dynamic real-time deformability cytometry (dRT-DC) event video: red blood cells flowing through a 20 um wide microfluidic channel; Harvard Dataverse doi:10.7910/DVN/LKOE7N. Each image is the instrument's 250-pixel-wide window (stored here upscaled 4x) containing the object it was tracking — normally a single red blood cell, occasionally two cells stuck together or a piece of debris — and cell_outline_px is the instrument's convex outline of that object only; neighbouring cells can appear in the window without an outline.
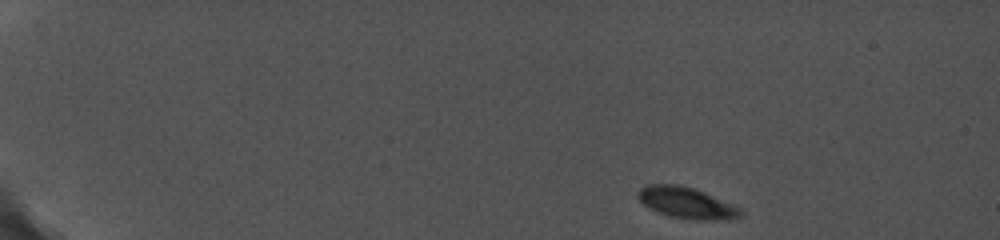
{"species": "common noctule bat (a hibernating species)", "species_latin": "Nyctalus noctula", "temperature_condition": "cold", "stored_images_in_passage": 86, "camera_frame_rate_fps": 5000, "um_per_image_px": 0.085, "animal": {"sex": "female", "body_mass_g": 19.0, "forearm_length_mm": 56.7}, "frame": {"image": 1, "passage_image": 1, "time_ms": 0.0, "image_size_px": [1000, 240], "cell_outline_px": [[744, 212], [740, 216], [728, 220], [696, 220], [668, 216], [644, 204], [640, 200], [640, 188], [648, 184], [680, 184], [704, 192], [740, 208]], "centroid_in_image_um": [58.4, 17.25], "position_along_channel_um": 26.6, "area_um2": 18.32}}
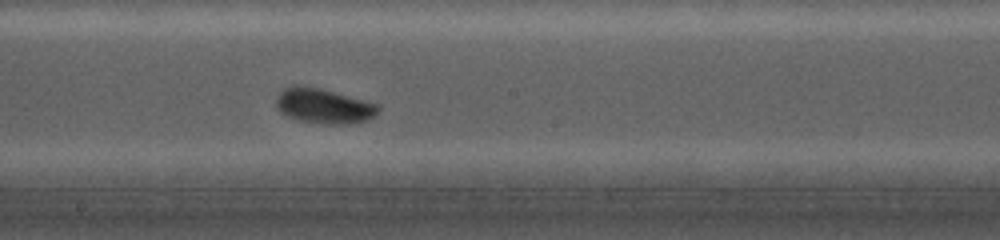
{"frame": {"image": 2, "passage_image": 43, "time_ms": 8.6, "image_size_px": [1000, 240], "cell_outline_px": [[380, 108], [368, 120], [348, 124], [324, 124], [300, 120], [288, 116], [280, 112], [276, 104], [276, 96], [284, 88], [296, 84], [320, 88], [376, 104]], "centroid_in_image_um": [27.46, 9.0], "position_along_channel_um": 220.7, "area_um2": 20.52}}
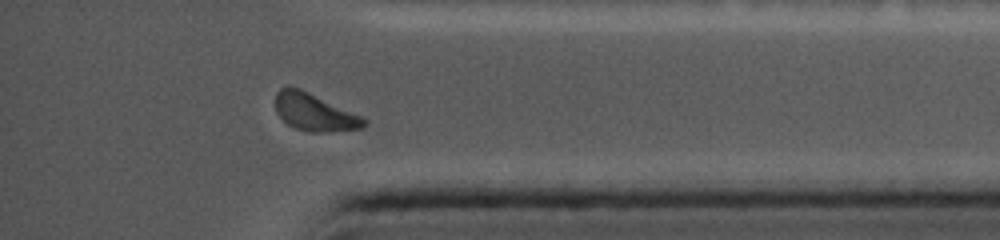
{"frame": {"image": 3, "passage_image": 76, "time_ms": 13.6, "image_size_px": [1000, 240], "cell_outline_px": [[368, 120], [360, 128], [328, 132], [312, 132], [296, 128], [288, 124], [276, 112], [276, 92], [280, 88], [300, 88], [360, 116]], "centroid_in_image_um": [26.7, 9.55], "position_along_channel_um": 408.5, "area_um2": 18.67}}